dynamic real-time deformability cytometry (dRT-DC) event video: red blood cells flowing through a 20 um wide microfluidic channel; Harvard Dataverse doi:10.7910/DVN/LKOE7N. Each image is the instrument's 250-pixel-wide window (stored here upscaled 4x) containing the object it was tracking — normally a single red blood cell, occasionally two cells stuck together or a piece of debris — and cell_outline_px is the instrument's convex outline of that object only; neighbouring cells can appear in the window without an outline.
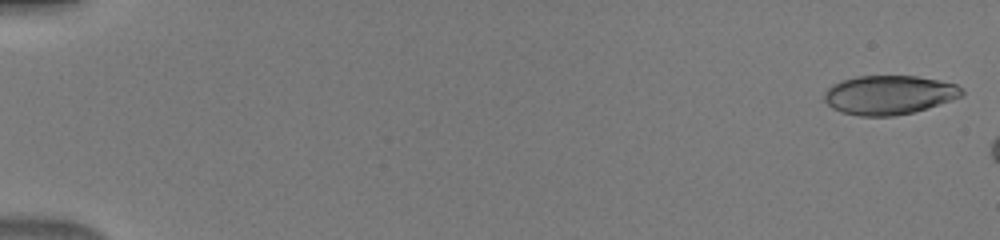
{"species": "human", "species_latin": "Homo sapiens", "temperature_condition": "warm", "stored_images_in_passage": 8, "camera_frame_rate_fps": 3000, "um_per_image_px": 0.085, "donor": {"sex": "male"}, "frame": {"image": 1, "passage_image": 1, "time_ms": 0.0, "image_size_px": [1000, 240], "cell_outline_px": [[964, 96], [952, 100], [912, 112], [892, 116], [860, 116], [840, 112], [832, 108], [824, 100], [824, 92], [832, 84], [840, 80], [856, 76], [916, 76], [956, 84], [964, 92]], "centroid_in_image_um": [75.53, 8.06], "position_along_channel_um": 9.5, "area_um2": 31.27}}